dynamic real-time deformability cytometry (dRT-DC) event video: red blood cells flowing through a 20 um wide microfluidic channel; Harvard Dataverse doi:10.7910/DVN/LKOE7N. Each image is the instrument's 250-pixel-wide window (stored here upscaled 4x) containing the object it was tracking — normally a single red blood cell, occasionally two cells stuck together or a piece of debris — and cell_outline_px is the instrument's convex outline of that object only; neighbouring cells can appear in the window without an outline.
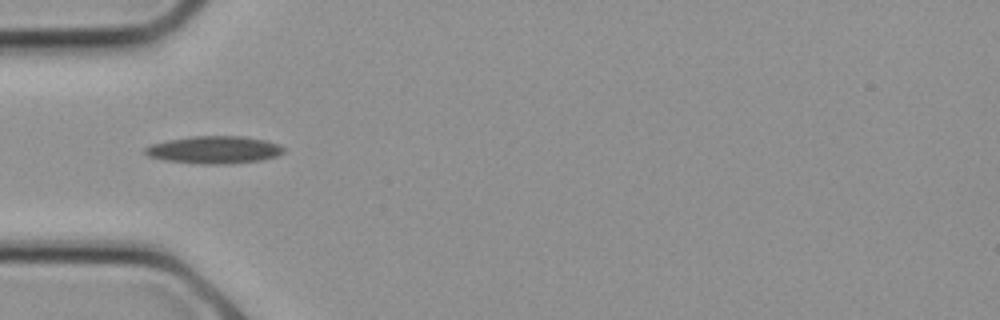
{"species": "common noctule bat (a hibernating species)", "species_latin": "Nyctalus noctula", "temperature_condition": "cold", "stored_images_in_passage": 2, "camera_frame_rate_fps": 3000, "um_per_image_px": 0.085, "animal": {"sex": "female", "body_mass_g": 21.9}, "frame": {"image": 1, "passage_image": 1, "time_ms": 0.0, "image_size_px": [1000, 320], "cell_outline_px": [[284, 152], [276, 156], [264, 160], [228, 164], [200, 164], [164, 160], [148, 156], [144, 152], [144, 148], [152, 144], [168, 140], [192, 136], [244, 136], [264, 140], [280, 144], [284, 148]], "centroid_in_image_um": [18.23, 12.74], "position_along_channel_um": 66.8, "area_um2": 22.31}}